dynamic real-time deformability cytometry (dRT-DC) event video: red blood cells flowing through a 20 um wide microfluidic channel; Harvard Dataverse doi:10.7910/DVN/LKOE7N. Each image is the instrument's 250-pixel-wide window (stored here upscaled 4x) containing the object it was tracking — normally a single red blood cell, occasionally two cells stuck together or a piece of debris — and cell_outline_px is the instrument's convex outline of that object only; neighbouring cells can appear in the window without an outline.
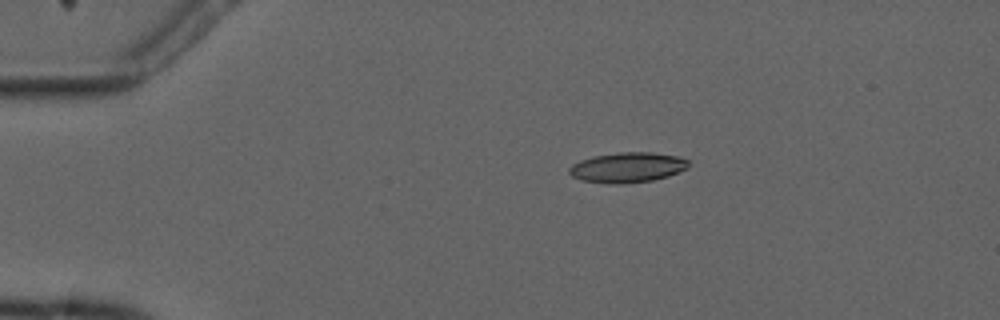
{"species": "common noctule bat (a hibernating species)", "species_latin": "Nyctalus noctula", "temperature_condition": "cold", "stored_images_in_passage": 5, "camera_frame_rate_fps": 3000, "um_per_image_px": 0.085, "animal": {"sex": "male", "forearm_length_mm": 52.5}, "frame": {"image": 1, "passage_image": 4, "time_ms": 3.333, "image_size_px": [1000, 320], "cell_outline_px": [[692, 164], [688, 168], [668, 176], [652, 180], [624, 184], [608, 184], [580, 180], [572, 176], [568, 172], [568, 168], [572, 164], [580, 160], [592, 156], [620, 152], [652, 152], [676, 156], [688, 160]], "centroid_in_image_um": [53.32, 14.23], "position_along_channel_um": 31.7, "area_um2": 21.21}}